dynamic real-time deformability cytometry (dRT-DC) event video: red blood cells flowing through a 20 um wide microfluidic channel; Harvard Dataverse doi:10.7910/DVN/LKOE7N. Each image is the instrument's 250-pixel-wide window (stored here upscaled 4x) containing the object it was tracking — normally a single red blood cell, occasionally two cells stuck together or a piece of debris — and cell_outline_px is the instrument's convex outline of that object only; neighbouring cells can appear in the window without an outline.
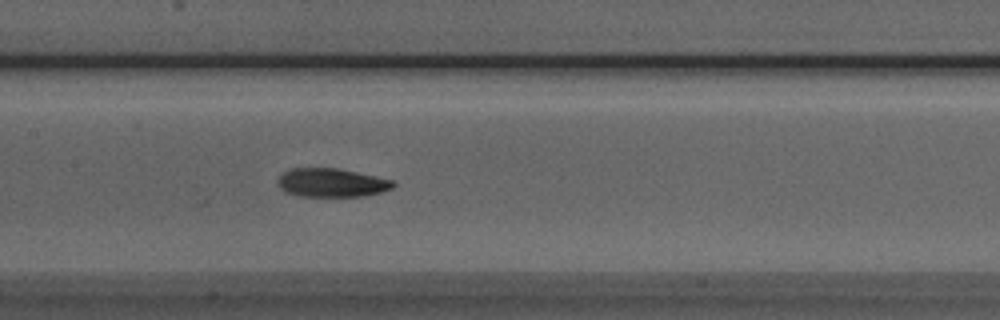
{"species": "Egyptian fruit bat (a non-hibernating species)", "species_latin": "Rousettus aegyptiacus", "temperature_condition": "room temperature", "stored_images_in_passage": 19, "camera_frame_rate_fps": 3000, "um_per_image_px": 0.085, "animal": {"sex": "male"}, "frame": {"image": 1, "passage_image": 14, "time_ms": 4.333, "image_size_px": [1000, 320], "cell_outline_px": [[396, 184], [392, 188], [380, 192], [364, 196], [296, 196], [284, 192], [276, 184], [276, 180], [284, 172], [292, 168], [340, 168], [376, 176], [392, 180]], "centroid_in_image_um": [28.15, 15.53], "position_along_channel_um": 179.3, "area_um2": 19.42}}
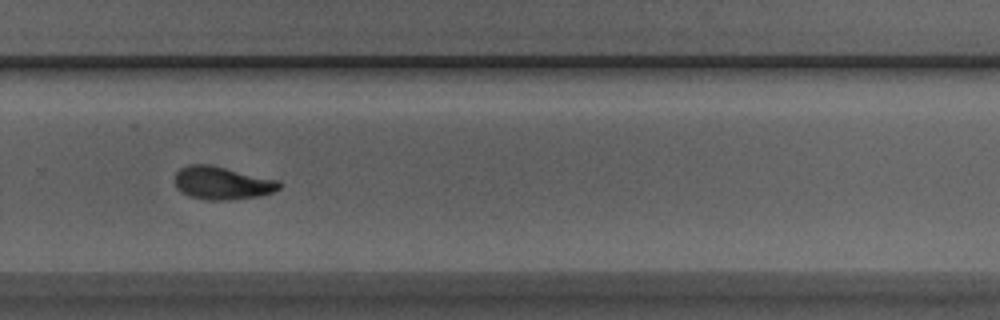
{"frame": {"image": 2, "passage_image": 19, "time_ms": 6.0, "image_size_px": [1000, 320], "cell_outline_px": [[284, 184], [280, 188], [272, 192], [260, 196], [228, 200], [204, 200], [180, 192], [176, 188], [176, 172], [180, 168], [188, 164], [212, 164], [280, 180]], "centroid_in_image_um": [18.92, 15.54], "position_along_channel_um": 310.9, "area_um2": 20.4}}